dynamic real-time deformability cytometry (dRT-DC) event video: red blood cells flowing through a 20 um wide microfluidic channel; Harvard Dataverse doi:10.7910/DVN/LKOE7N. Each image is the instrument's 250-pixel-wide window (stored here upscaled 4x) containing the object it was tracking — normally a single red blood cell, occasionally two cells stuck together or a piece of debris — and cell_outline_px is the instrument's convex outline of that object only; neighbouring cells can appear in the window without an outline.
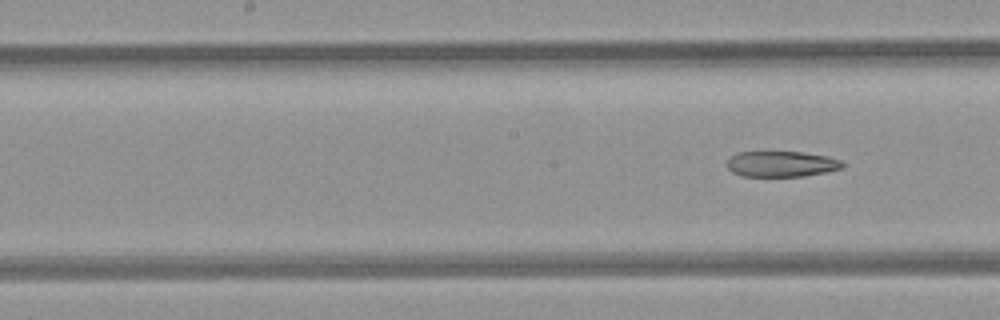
{"species": "common noctule bat (a hibernating species)", "species_latin": "Nyctalus noctula", "temperature_condition": "room temperature", "stored_images_in_passage": 8, "segment_of_instrument_passage": [2, 2], "camera_frame_rate_fps": 3000, "um_per_image_px": 0.085, "animal": {"sex": "female", "body_mass_g": 21.9}, "frame": {"image": 1, "passage_image": 8, "time_ms": 8.667, "image_size_px": [1000, 320], "cell_outline_px": [[844, 168], [804, 176], [744, 176], [732, 172], [728, 168], [728, 160], [732, 156], [740, 152], [804, 152], [828, 156], [840, 160], [844, 164]], "centroid_in_image_um": [66.46, 13.93], "position_along_channel_um": 181.7, "area_um2": 17.17}}